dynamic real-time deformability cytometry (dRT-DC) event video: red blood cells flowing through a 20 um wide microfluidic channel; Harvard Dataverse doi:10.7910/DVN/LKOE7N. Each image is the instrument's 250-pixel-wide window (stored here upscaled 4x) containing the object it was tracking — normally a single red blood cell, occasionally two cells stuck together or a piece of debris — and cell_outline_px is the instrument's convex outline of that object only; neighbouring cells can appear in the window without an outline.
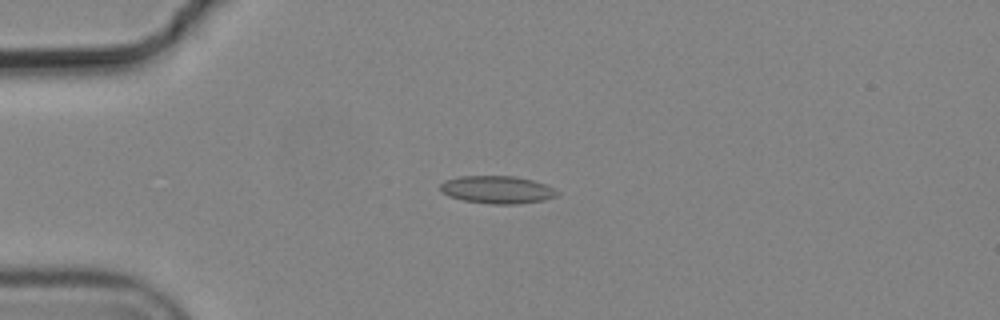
{"species": "common noctule bat (a hibernating species)", "species_latin": "Nyctalus noctula", "temperature_condition": "cold", "stored_images_in_passage": 5, "camera_frame_rate_fps": 3000, "um_per_image_px": 0.085, "animal": {"sex": "male", "body_mass_g": 19.2, "forearm_length_mm": 51.8}, "frame": {"image": 1, "passage_image": 2, "time_ms": 0.333, "image_size_px": [1000, 320], "cell_outline_px": [[560, 192], [556, 196], [544, 200], [516, 204], [492, 204], [464, 200], [448, 196], [440, 192], [440, 184], [444, 180], [460, 176], [516, 176], [548, 184]], "centroid_in_image_um": [42.27, 16.12], "position_along_channel_um": 42.7, "area_um2": 19.02}}
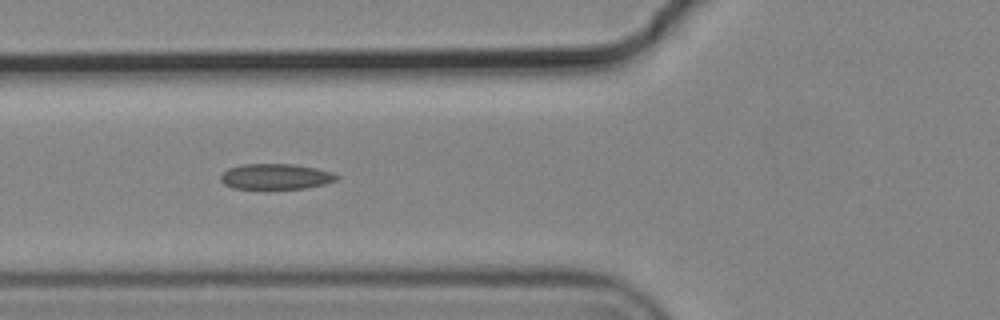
{"frame": {"image": 2, "passage_image": 4, "time_ms": 1.0, "image_size_px": [1000, 320], "cell_outline_px": [[340, 176], [336, 180], [324, 184], [308, 188], [232, 188], [224, 184], [220, 180], [220, 176], [228, 168], [240, 164], [292, 164], [316, 168], [332, 172]], "centroid_in_image_um": [23.43, 15.0], "position_along_channel_um": 102.4, "area_um2": 17.22}}
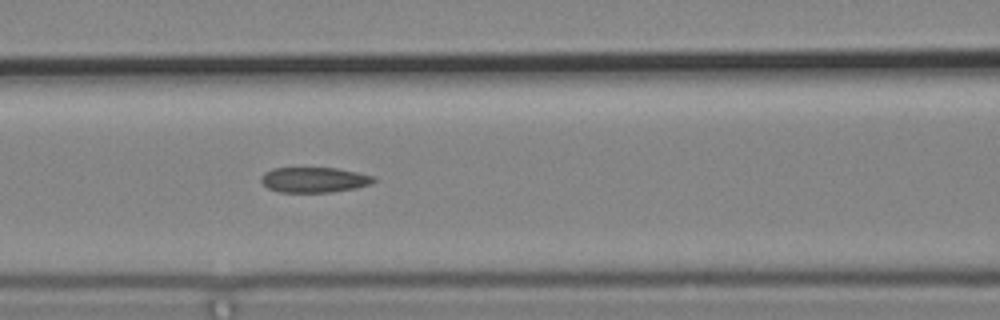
{"frame": {"image": 3, "passage_image": 5, "time_ms": 1.333, "image_size_px": [1000, 320], "cell_outline_px": [[376, 180], [372, 184], [356, 188], [332, 192], [280, 192], [268, 188], [260, 180], [260, 176], [264, 172], [272, 168], [336, 168], [376, 176]], "centroid_in_image_um": [26.72, 15.28], "position_along_channel_um": 139.9, "area_um2": 16.7}}